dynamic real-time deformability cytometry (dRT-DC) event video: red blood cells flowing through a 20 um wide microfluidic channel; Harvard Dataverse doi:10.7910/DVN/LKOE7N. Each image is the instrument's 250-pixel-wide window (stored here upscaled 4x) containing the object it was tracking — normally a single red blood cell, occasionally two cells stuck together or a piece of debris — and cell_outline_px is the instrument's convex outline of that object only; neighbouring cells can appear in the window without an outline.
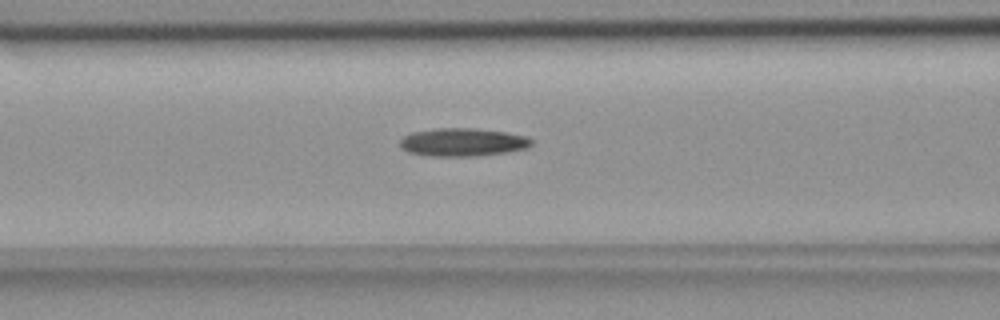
{"species": "common noctule bat (a hibernating species)", "species_latin": "Nyctalus noctula", "temperature_condition": "room temperature", "stored_images_in_passage": 39, "camera_frame_rate_fps": 3000, "um_per_image_px": 0.085, "animal": {"sex": "female", "body_mass_g": 18.4}, "frame": {"image": 1, "passage_image": 14, "time_ms": 4.333, "image_size_px": [1000, 320], "cell_outline_px": [[532, 144], [528, 148], [508, 152], [476, 156], [432, 156], [408, 152], [400, 148], [400, 140], [404, 136], [412, 132], [436, 128], [472, 128], [504, 132], [524, 136], [532, 140]], "centroid_in_image_um": [39.31, 12.09], "position_along_channel_um": 127.3, "area_um2": 21.5}}
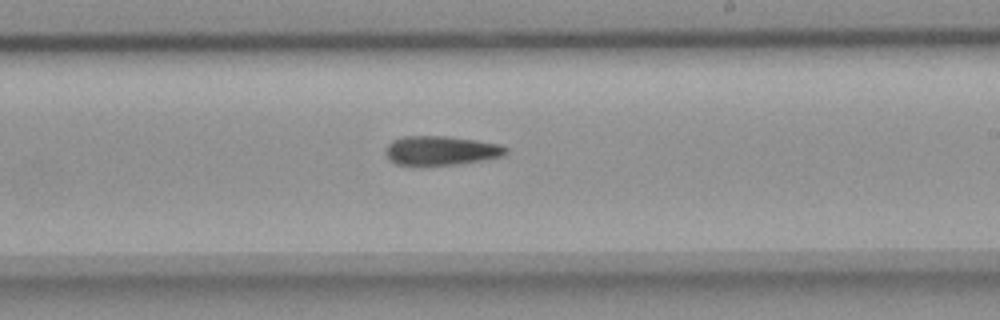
{"frame": {"image": 2, "passage_image": 24, "time_ms": 7.667, "image_size_px": [1000, 320], "cell_outline_px": [[508, 152], [500, 156], [484, 160], [460, 164], [412, 168], [396, 164], [388, 160], [384, 152], [388, 144], [392, 140], [404, 136], [444, 136], [476, 140], [500, 144], [508, 148]], "centroid_in_image_um": [37.41, 12.84], "position_along_channel_um": 251.6, "area_um2": 21.27}}
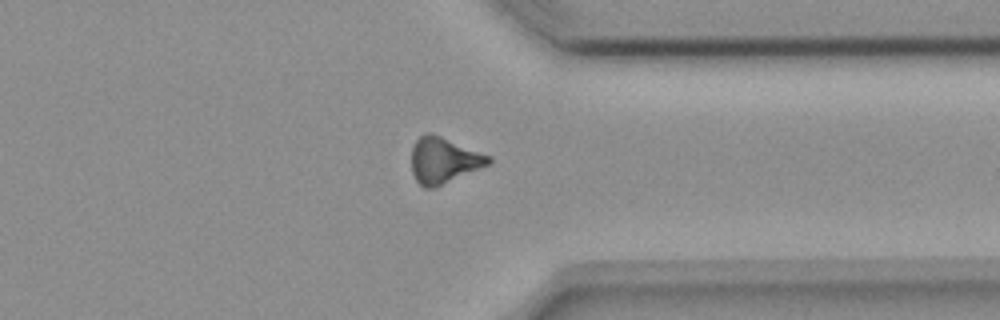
{"frame": {"image": 3, "passage_image": 34, "time_ms": 11.0, "image_size_px": [1000, 320], "cell_outline_px": [[492, 160], [488, 164], [436, 188], [424, 188], [416, 180], [412, 172], [412, 148], [416, 140], [420, 136], [428, 132], [440, 136], [492, 156]], "centroid_in_image_um": [37.7, 13.64], "position_along_channel_um": 373.7, "area_um2": 20.46}, "authors_computed_cell_mechanics": {"area_um2": 20.3456, "velocity_mm_per_s": 3.7404, "shape_relaxation_time_tau1_ms": 10.896, "shape_relaxation_time_tau2_ms": null, "deformation_change_tau1": 0.2284, "deformation_change_tau2": null}}